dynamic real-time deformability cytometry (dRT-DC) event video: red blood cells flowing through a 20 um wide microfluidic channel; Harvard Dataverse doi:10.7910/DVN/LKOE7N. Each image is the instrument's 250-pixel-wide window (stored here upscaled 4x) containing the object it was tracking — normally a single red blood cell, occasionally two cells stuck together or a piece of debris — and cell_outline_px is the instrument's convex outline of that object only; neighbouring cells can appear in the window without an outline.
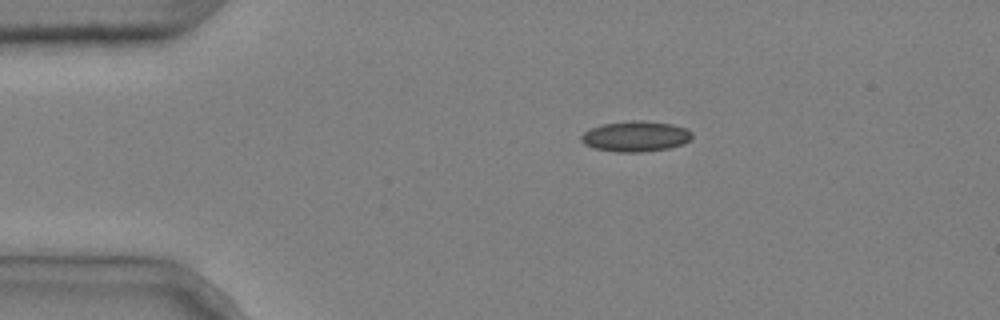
{"species": "common noctule bat (a hibernating species)", "species_latin": "Nyctalus noctula", "temperature_condition": "cold", "stored_images_in_passage": 3, "camera_frame_rate_fps": 3000, "um_per_image_px": 0.085, "animal": {"sex": "male", "body_mass_g": 20.4}, "frame": {"image": 1, "passage_image": 1, "time_ms": 0.0, "image_size_px": [1000, 320], "cell_outline_px": [[692, 136], [684, 144], [668, 148], [640, 152], [616, 152], [596, 148], [584, 144], [580, 140], [580, 136], [584, 132], [600, 124], [632, 120], [644, 120], [672, 124], [688, 128], [692, 132]], "centroid_in_image_um": [54.03, 11.57], "position_along_channel_um": 31.0, "area_um2": 19.83}}
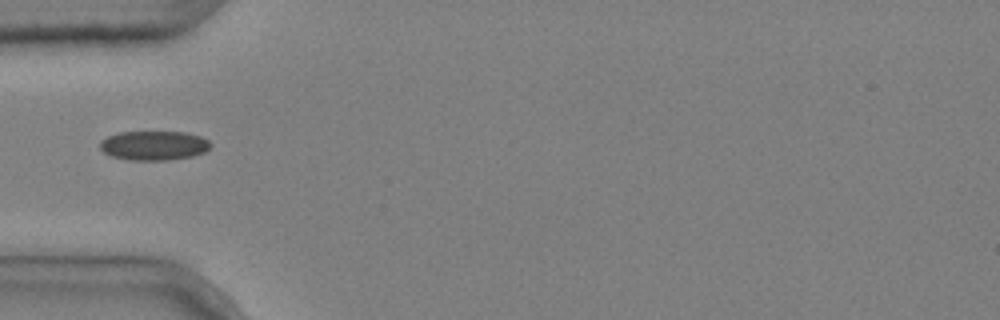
{"frame": {"image": 2, "passage_image": 3, "time_ms": 0.667, "image_size_px": [1000, 320], "cell_outline_px": [[212, 144], [204, 152], [192, 156], [168, 160], [132, 160], [112, 156], [104, 152], [100, 148], [100, 140], [108, 136], [120, 132], [184, 132], [200, 136], [208, 140]], "centroid_in_image_um": [13.08, 12.36], "position_along_channel_um": 71.9, "area_um2": 18.79}}